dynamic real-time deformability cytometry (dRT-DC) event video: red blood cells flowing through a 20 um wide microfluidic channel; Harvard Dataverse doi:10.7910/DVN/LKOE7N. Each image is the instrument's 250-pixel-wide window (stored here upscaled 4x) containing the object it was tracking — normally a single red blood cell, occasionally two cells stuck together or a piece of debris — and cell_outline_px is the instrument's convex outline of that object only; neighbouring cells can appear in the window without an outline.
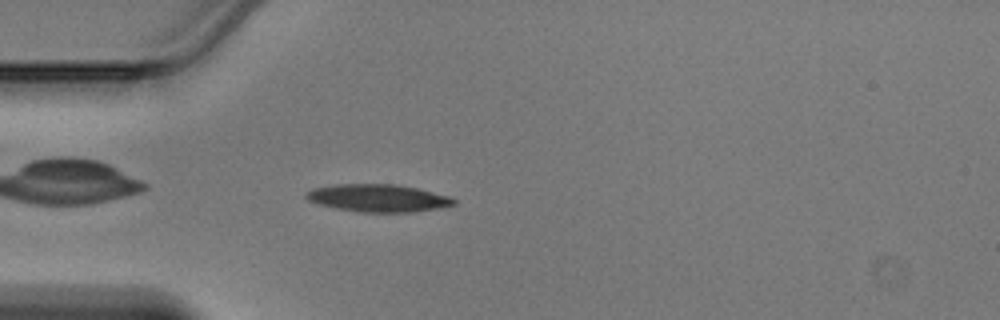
{"species": "Egyptian fruit bat (a non-hibernating species)", "species_latin": "Rousettus aegyptiacus", "temperature_condition": "warm", "stored_images_in_passage": 36, "camera_frame_rate_fps": 3000, "um_per_image_px": 0.085, "animal": {"sex": "male"}, "frame": {"image": 1, "passage_image": 3, "time_ms": 0.667, "image_size_px": [1000, 320], "cell_outline_px": [[456, 204], [440, 208], [412, 212], [364, 212], [336, 208], [320, 204], [308, 200], [304, 196], [304, 192], [312, 188], [332, 184], [396, 184], [416, 188], [448, 196], [456, 200]], "centroid_in_image_um": [32.1, 16.83], "position_along_channel_um": 52.9, "area_um2": 23.7}}
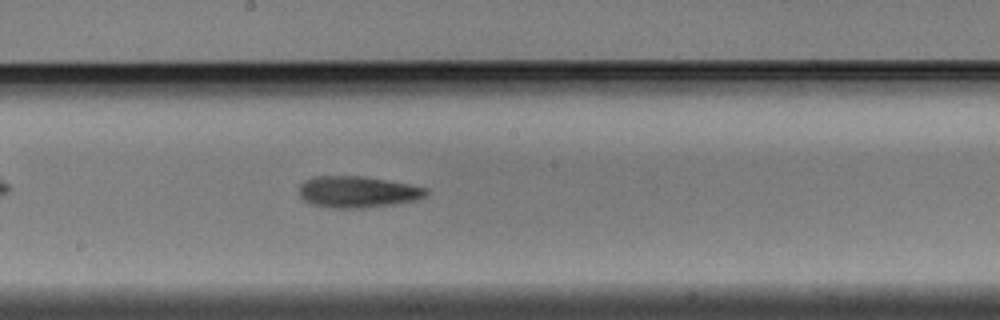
{"frame": {"image": 2, "passage_image": 15, "time_ms": 4.667, "image_size_px": [1000, 320], "cell_outline_px": [[428, 192], [424, 196], [416, 200], [396, 204], [364, 208], [328, 208], [308, 204], [300, 196], [300, 184], [304, 180], [316, 176], [364, 176], [408, 184], [428, 188]], "centroid_in_image_um": [30.37, 16.32], "position_along_channel_um": 217.8, "area_um2": 23.47}}
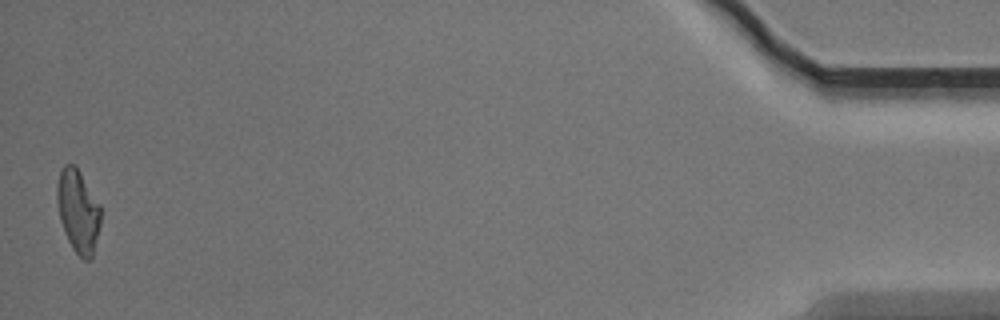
{"frame": {"image": 3, "passage_image": 36, "time_ms": 11.667, "image_size_px": [1000, 320], "cell_outline_px": [[100, 224], [92, 260], [84, 260], [72, 248], [64, 232], [60, 220], [56, 200], [56, 184], [60, 172], [64, 164], [76, 164], [100, 204]], "centroid_in_image_um": [6.63, 17.92], "position_along_channel_um": 428.6, "area_um2": 21.39}}